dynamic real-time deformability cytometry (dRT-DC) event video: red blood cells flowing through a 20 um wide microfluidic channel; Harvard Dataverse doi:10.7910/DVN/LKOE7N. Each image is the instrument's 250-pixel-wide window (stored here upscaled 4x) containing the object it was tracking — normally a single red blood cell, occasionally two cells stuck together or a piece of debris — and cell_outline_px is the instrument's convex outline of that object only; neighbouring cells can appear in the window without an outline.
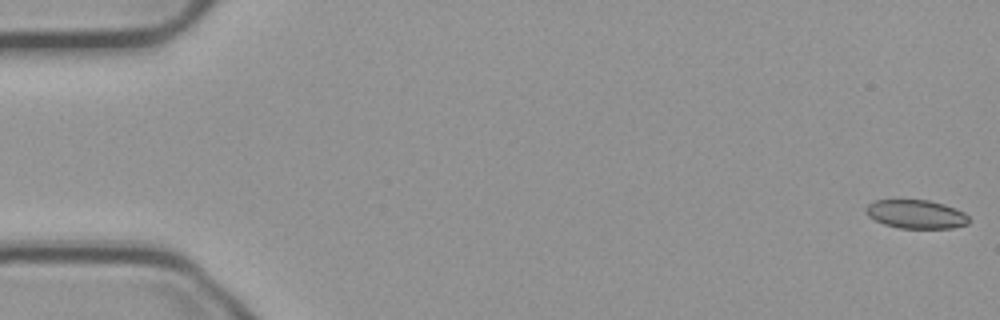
{"species": "common noctule bat (a hibernating species)", "species_latin": "Nyctalus noctula", "temperature_condition": "cold", "stored_images_in_passage": 55, "camera_frame_rate_fps": 3000, "um_per_image_px": 0.085, "animal": {"sex": "male", "body_mass_g": 23.1, "forearm_length_mm": 52.7}, "frame": {"image": 1, "passage_image": 1, "time_ms": 0.0, "image_size_px": [1000, 320], "cell_outline_px": [[968, 224], [952, 228], [900, 228], [884, 224], [868, 216], [864, 212], [864, 208], [872, 200], [928, 200], [944, 204], [956, 208], [964, 212], [968, 216]], "centroid_in_image_um": [77.84, 18.2], "position_along_channel_um": 7.2, "area_um2": 17.28}}
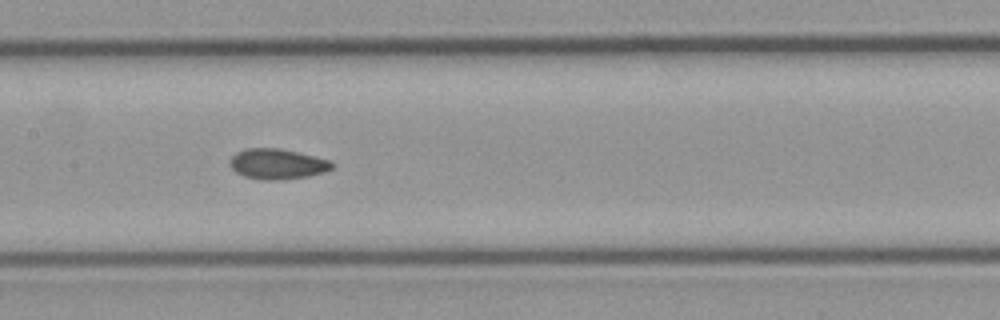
{"frame": {"image": 2, "passage_image": 27, "time_ms": 8.667, "image_size_px": [1000, 320], "cell_outline_px": [[336, 164], [332, 168], [324, 172], [308, 176], [280, 180], [264, 180], [244, 176], [236, 172], [228, 164], [228, 160], [236, 152], [248, 148], [280, 148], [316, 156], [332, 160]], "centroid_in_image_um": [23.59, 13.93], "position_along_channel_um": 183.8, "area_um2": 18.32}}
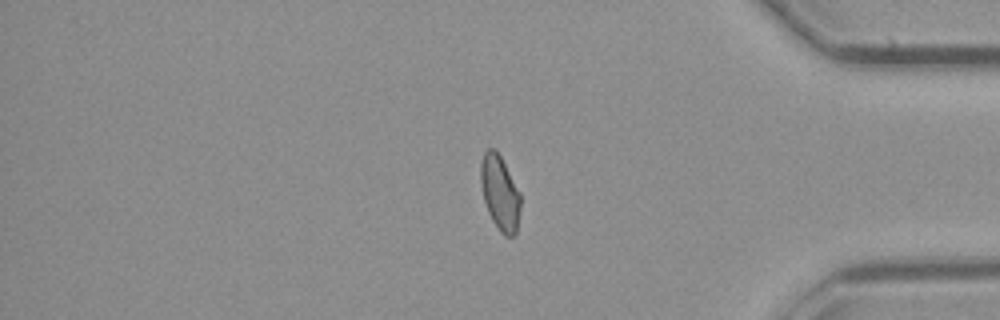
{"frame": {"image": 3, "passage_image": 46, "time_ms": 15.0, "image_size_px": [1000, 320], "cell_outline_px": [[520, 208], [516, 232], [512, 236], [504, 236], [500, 232], [492, 220], [488, 212], [484, 200], [480, 184], [480, 164], [484, 152], [488, 148], [496, 148], [520, 192]], "centroid_in_image_um": [42.47, 16.37], "position_along_channel_um": 392.7, "area_um2": 17.4}, "authors_computed_cell_mechanics": {"area_um2": 17.918, "velocity_mm_per_s": 3.7343, "shape_relaxation_time_tau1_ms": null, "shape_relaxation_time_tau2_ms": 2.6061, "deformation_change_tau1": null, "deformation_change_tau2": 0.0597}}